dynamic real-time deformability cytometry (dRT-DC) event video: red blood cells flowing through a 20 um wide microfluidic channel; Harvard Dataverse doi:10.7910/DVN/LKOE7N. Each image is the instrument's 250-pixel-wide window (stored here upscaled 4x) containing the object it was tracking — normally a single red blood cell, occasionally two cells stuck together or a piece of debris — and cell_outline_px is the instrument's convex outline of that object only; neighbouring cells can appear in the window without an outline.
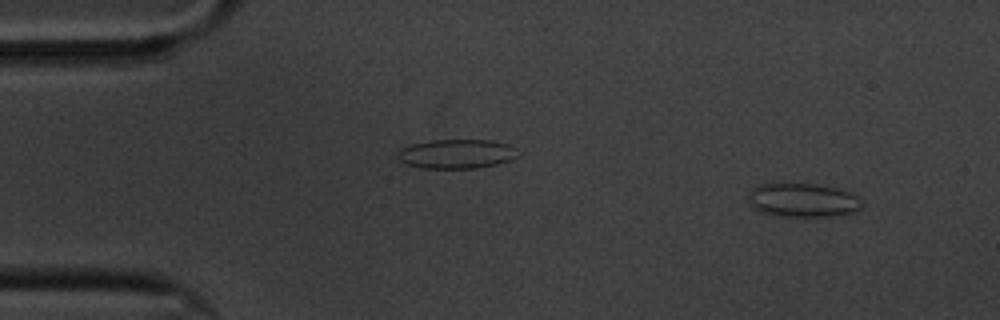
{"species": "common noctule bat (a hibernating species)", "species_latin": "Nyctalus noctula", "temperature_condition": "cold", "stored_images_in_passage": 14, "camera_frame_rate_fps": 3000, "um_per_image_px": 0.085, "animal": {"sex": "male", "body_mass_g": 20.1, "forearm_length_mm": 53.5}, "frame": {"image": 1, "passage_image": 5, "time_ms": 1.333, "image_size_px": [1000, 320], "cell_outline_px": [[848, 208], [840, 212], [776, 212], [764, 208], [760, 204], [760, 188], [780, 184], [800, 184], [824, 188], [840, 192]], "centroid_in_image_um": [68.1, 16.91], "position_along_channel_um": 16.9, "area_um2": 15.09}}